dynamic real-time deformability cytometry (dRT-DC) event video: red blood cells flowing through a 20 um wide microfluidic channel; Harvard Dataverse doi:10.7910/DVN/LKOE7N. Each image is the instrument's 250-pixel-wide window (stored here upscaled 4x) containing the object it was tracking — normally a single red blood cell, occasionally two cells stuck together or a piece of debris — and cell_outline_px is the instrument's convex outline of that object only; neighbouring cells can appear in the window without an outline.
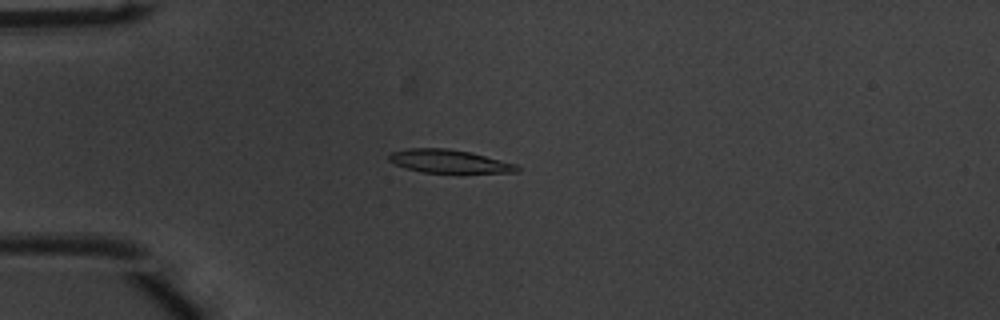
{"species": "common noctule bat (a hibernating species)", "species_latin": "Nyctalus noctula", "temperature_condition": "warm", "stored_images_in_passage": 50, "camera_frame_rate_fps": 3000, "um_per_image_px": 0.085, "animal": {"sex": "male", "body_mass_g": 20.1, "forearm_length_mm": 53.5}, "frame": {"image": 1, "passage_image": 12, "time_ms": 3.667, "image_size_px": [1000, 320], "cell_outline_px": [[520, 168], [516, 172], [424, 172], [408, 168], [396, 164], [388, 160], [388, 156], [392, 152], [408, 148], [448, 148], [472, 152], [516, 164]], "centroid_in_image_um": [38.17, 13.69], "position_along_channel_um": 46.8, "area_um2": 17.05}}
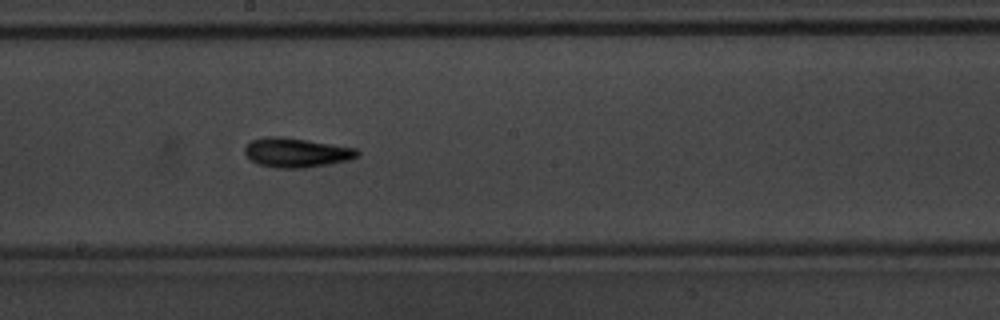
{"frame": {"image": 2, "passage_image": 27, "time_ms": 8.667, "image_size_px": [1000, 320], "cell_outline_px": [[360, 156], [348, 160], [328, 164], [304, 168], [276, 168], [256, 164], [248, 160], [244, 152], [244, 148], [252, 140], [268, 136], [280, 136], [308, 140], [356, 148], [360, 152]], "centroid_in_image_um": [25.17, 12.98], "position_along_channel_um": 223.0, "area_um2": 19.48}}
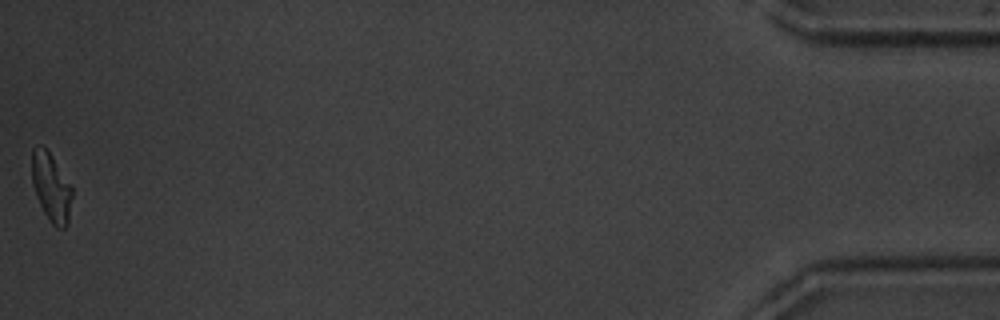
{"frame": {"image": 3, "passage_image": 50, "time_ms": 16.333, "image_size_px": [1000, 320], "cell_outline_px": [[72, 196], [68, 224], [64, 228], [56, 228], [52, 224], [44, 212], [36, 196], [32, 184], [32, 148], [40, 144], [52, 156], [72, 188]], "centroid_in_image_um": [4.34, 15.94], "position_along_channel_um": 430.9, "area_um2": 15.9}, "authors_computed_cell_mechanics": {"area_um2": 17.5134, "velocity_mm_per_s": 3.9091, "shape_relaxation_time_tau1_ms": 5.1191, "shape_relaxation_time_tau2_ms": 3.4091, "deformation_change_tau1": 0.1702, "deformation_change_tau2": 0.1089}}